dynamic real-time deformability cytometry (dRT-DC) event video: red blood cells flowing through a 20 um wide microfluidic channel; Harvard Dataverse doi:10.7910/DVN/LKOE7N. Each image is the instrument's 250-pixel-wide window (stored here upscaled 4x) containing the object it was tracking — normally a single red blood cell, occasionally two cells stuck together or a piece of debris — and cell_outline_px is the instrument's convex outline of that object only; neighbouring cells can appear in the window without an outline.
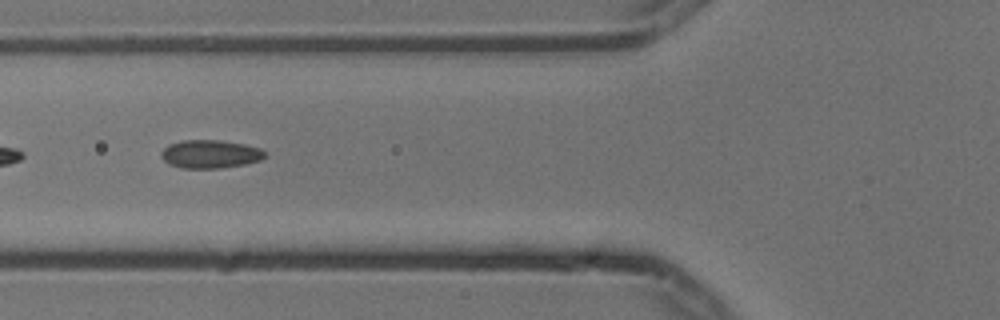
{"species": "common noctule bat (a hibernating species)", "species_latin": "Nyctalus noctula", "temperature_condition": "cold", "stored_images_in_passage": 8, "segment_of_instrument_passage": [2, 2], "camera_frame_rate_fps": 3000, "um_per_image_px": 0.085, "animal": {"sex": "male", "body_mass_g": 13.3}, "frame": {"image": 1, "passage_image": 6, "time_ms": 1.667, "image_size_px": [1000, 320], "cell_outline_px": [[264, 156], [260, 160], [244, 164], [220, 168], [180, 168], [168, 164], [160, 156], [160, 152], [168, 144], [184, 140], [216, 140], [244, 144], [260, 148], [264, 152]], "centroid_in_image_um": [17.81, 13.1], "position_along_channel_um": 108.0, "area_um2": 16.99}}
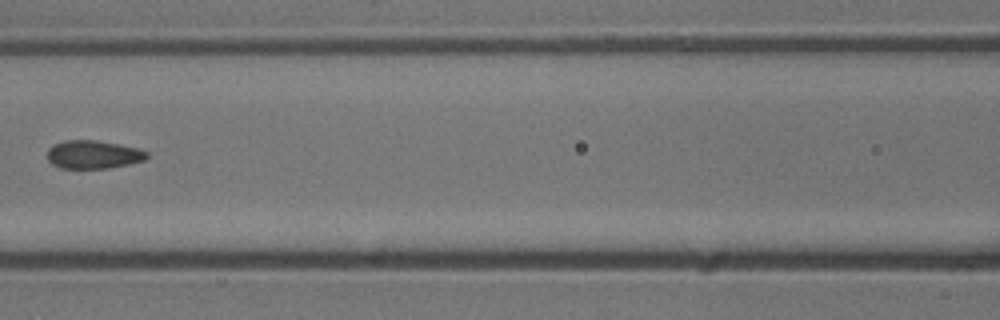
{"frame": {"image": 2, "passage_image": 7, "time_ms": 2.0, "image_size_px": [1000, 320], "cell_outline_px": [[148, 156], [144, 160], [128, 164], [108, 168], [60, 168], [52, 164], [48, 160], [48, 148], [52, 144], [64, 140], [96, 140], [136, 148], [148, 152]], "centroid_in_image_um": [7.88, 13.13], "position_along_channel_um": 158.7, "area_um2": 16.3}}
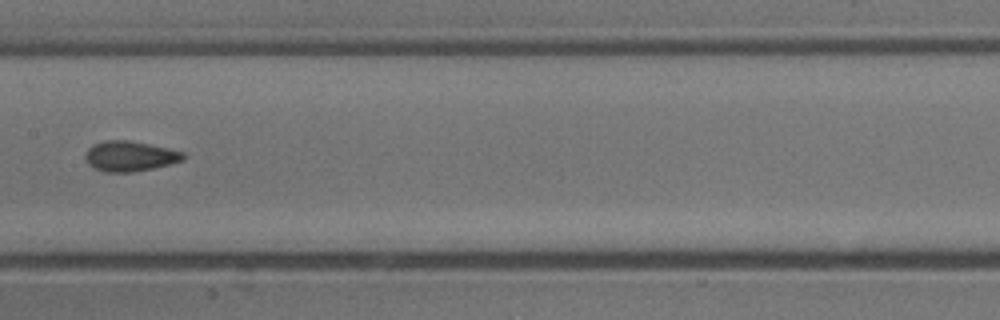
{"frame": {"image": 3, "passage_image": 8, "time_ms": 2.333, "image_size_px": [1000, 320], "cell_outline_px": [[184, 160], [152, 168], [132, 172], [104, 172], [88, 164], [84, 156], [88, 148], [92, 144], [104, 140], [128, 140], [148, 144], [184, 152]], "centroid_in_image_um": [10.99, 13.27], "position_along_channel_um": 196.4, "area_um2": 17.11}}